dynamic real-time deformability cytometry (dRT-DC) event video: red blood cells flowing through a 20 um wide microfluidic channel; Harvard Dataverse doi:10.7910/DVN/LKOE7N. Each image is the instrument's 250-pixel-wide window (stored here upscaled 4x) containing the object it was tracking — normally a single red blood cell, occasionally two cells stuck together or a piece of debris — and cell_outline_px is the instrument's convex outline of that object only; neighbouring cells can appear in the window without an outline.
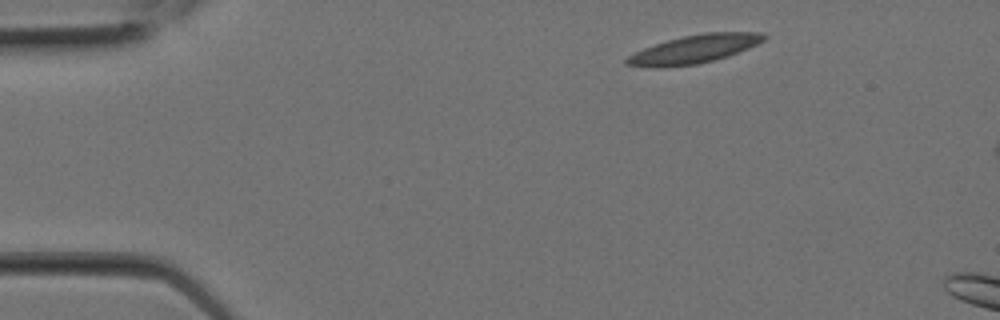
{"species": "Egyptian fruit bat (a non-hibernating species)", "species_latin": "Rousettus aegyptiacus", "temperature_condition": "room temperature", "stored_images_in_passage": 2, "camera_frame_rate_fps": 3000, "um_per_image_px": 0.085, "animal": {"sex": "female"}, "frame": {"image": 1, "passage_image": 2, "time_ms": 0.333, "image_size_px": [1000, 320], "cell_outline_px": [[768, 36], [764, 40], [748, 48], [728, 56], [696, 64], [660, 68], [656, 68], [624, 64], [624, 60], [628, 56], [644, 48], [668, 40], [684, 36], [704, 32], [760, 32]], "centroid_in_image_um": [59.01, 4.17], "position_along_channel_um": 26.0, "area_um2": 22.43}}